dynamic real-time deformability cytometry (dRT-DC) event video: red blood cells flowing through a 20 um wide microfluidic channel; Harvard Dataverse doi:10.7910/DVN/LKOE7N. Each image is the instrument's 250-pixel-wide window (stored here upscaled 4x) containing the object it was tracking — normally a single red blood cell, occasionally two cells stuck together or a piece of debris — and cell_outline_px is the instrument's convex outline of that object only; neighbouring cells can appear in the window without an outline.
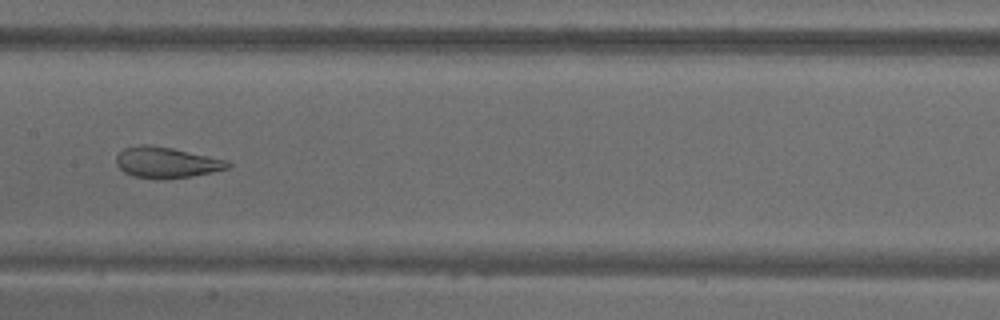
{"species": "common noctule bat (a hibernating species)", "species_latin": "Nyctalus noctula", "temperature_condition": "warm", "stored_images_in_passage": 9, "camera_frame_rate_fps": 3000, "um_per_image_px": 0.085, "animal": {"sex": "male", "body_mass_g": 18.8}, "frame": {"image": 1, "passage_image": 7, "time_ms": 2.0, "image_size_px": [1000, 320], "cell_outline_px": [[232, 164], [228, 168], [212, 172], [192, 176], [132, 176], [124, 172], [116, 164], [116, 156], [124, 148], [140, 144], [148, 144], [172, 148], [228, 160]], "centroid_in_image_um": [14.15, 13.76], "position_along_channel_um": 193.2, "area_um2": 19.36}}
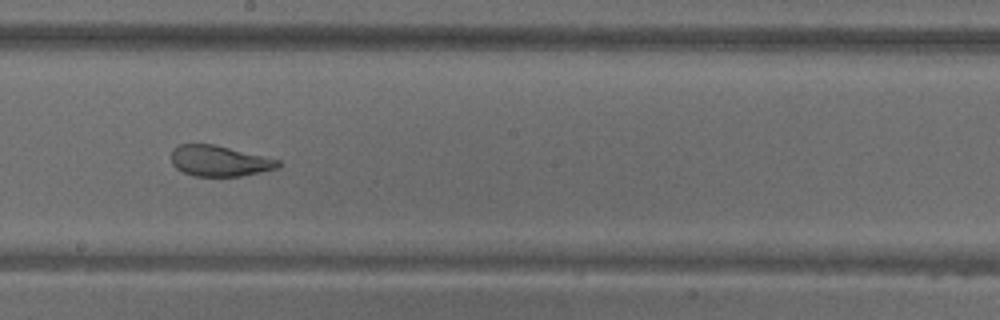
{"frame": {"image": 2, "passage_image": 8, "time_ms": 2.333, "image_size_px": [1000, 320], "cell_outline_px": [[280, 168], [240, 176], [192, 176], [176, 168], [172, 164], [172, 148], [180, 144], [212, 144], [280, 160]], "centroid_in_image_um": [18.64, 13.68], "position_along_channel_um": 229.6, "area_um2": 19.02}}
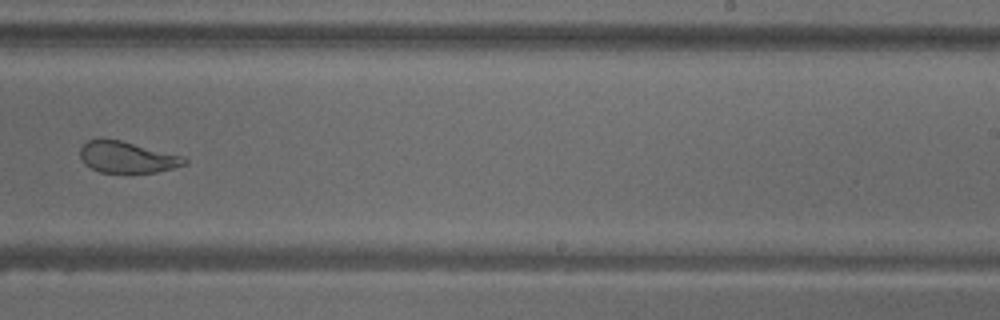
{"frame": {"image": 3, "passage_image": 9, "time_ms": 2.667, "image_size_px": [1000, 320], "cell_outline_px": [[188, 164], [156, 172], [100, 172], [84, 164], [80, 156], [80, 148], [88, 140], [100, 136], [120, 140], [184, 156], [188, 160]], "centroid_in_image_um": [10.78, 13.33], "position_along_channel_um": 278.2, "area_um2": 19.25}}